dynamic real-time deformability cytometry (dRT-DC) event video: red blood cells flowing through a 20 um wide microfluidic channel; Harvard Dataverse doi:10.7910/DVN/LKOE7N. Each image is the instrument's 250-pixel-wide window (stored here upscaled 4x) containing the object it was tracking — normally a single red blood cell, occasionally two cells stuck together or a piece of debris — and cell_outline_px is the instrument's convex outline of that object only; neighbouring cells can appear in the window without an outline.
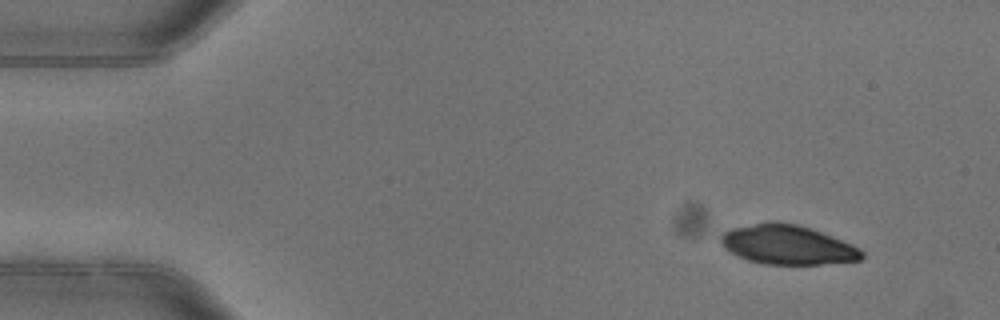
{"species": "common noctule bat (a hibernating species)", "species_latin": "Nyctalus noctula", "temperature_condition": "warm", "stored_images_in_passage": 4, "camera_frame_rate_fps": 3000, "um_per_image_px": 0.085, "animal": {"sex": "female"}, "frame": {"image": 1, "passage_image": 1, "time_ms": 0.0, "image_size_px": [1000, 320], "cell_outline_px": [[864, 256], [860, 260], [820, 264], [764, 264], [748, 260], [724, 248], [720, 240], [720, 236], [724, 232], [732, 228], [772, 220], [776, 220], [796, 224], [812, 228], [852, 244], [860, 248], [864, 252]], "centroid_in_image_um": [66.95, 20.79], "position_along_channel_um": 18.0, "area_um2": 32.37}}